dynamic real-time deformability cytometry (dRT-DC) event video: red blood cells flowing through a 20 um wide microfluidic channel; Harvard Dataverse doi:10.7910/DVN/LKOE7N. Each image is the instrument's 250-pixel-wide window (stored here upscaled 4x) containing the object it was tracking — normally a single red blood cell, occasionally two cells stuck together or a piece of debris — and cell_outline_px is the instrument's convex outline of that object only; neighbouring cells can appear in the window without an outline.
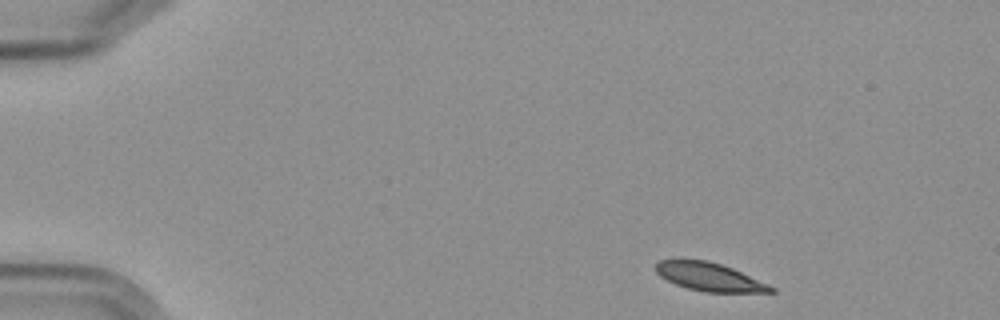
{"species": "Egyptian fruit bat (a non-hibernating species)", "species_latin": "Rousettus aegyptiacus", "temperature_condition": "cold", "stored_images_in_passage": 4, "camera_frame_rate_fps": 3000, "um_per_image_px": 0.085, "frame": {"image": 1, "passage_image": 1, "time_ms": 0.0, "image_size_px": [1000, 320], "cell_outline_px": [[776, 292], [704, 292], [688, 288], [676, 284], [660, 276], [656, 272], [656, 264], [660, 260], [680, 256], [708, 260], [732, 268], [768, 284], [776, 288]], "centroid_in_image_um": [60.24, 23.49], "position_along_channel_um": 24.8, "area_um2": 19.36}}
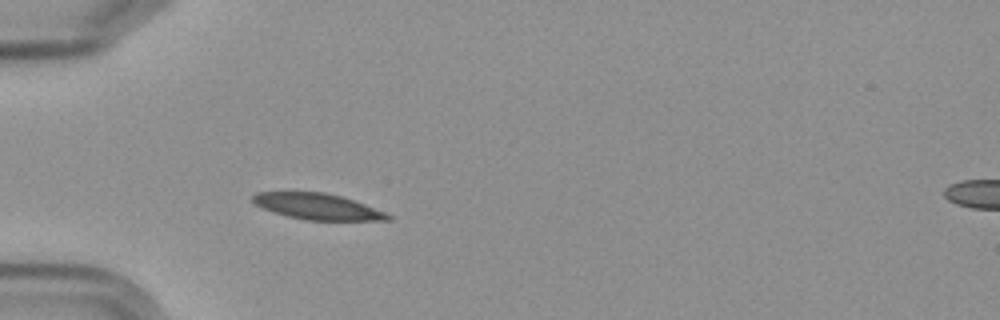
{"frame": {"image": 2, "passage_image": 4, "time_ms": 3.333, "image_size_px": [1000, 320], "cell_outline_px": [[392, 220], [304, 220], [272, 212], [256, 204], [252, 200], [252, 196], [256, 192], [324, 192], [340, 196], [364, 204], [384, 212], [392, 216]], "centroid_in_image_um": [26.97, 17.55], "position_along_channel_um": 58.0, "area_um2": 20.23}}